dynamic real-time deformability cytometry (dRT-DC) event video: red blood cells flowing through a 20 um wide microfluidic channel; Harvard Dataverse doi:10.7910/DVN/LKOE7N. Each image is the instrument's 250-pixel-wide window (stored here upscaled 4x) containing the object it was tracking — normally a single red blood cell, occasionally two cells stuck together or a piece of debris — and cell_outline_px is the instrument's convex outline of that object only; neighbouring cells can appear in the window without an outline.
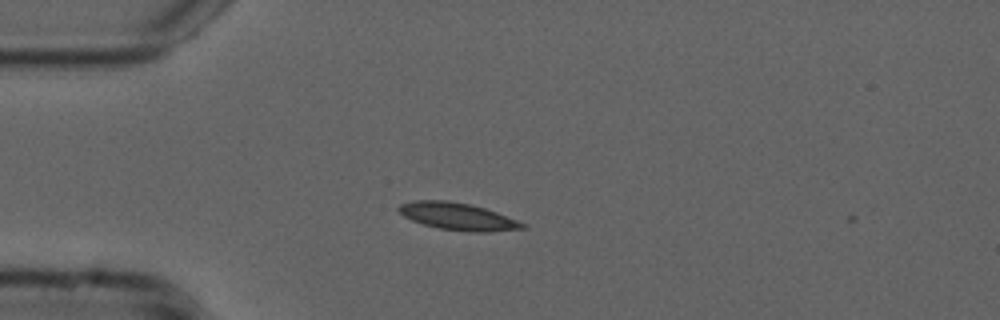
{"species": "common noctule bat (a hibernating species)", "species_latin": "Nyctalus noctula", "temperature_condition": "cold", "stored_images_in_passage": 2, "camera_frame_rate_fps": 3000, "um_per_image_px": 0.085, "animal": {"sex": "male", "forearm_length_mm": 52.5}, "frame": {"image": 1, "passage_image": 1, "time_ms": 0.0, "image_size_px": [1000, 320], "cell_outline_px": [[528, 228], [488, 232], [468, 232], [440, 228], [424, 224], [412, 220], [404, 216], [396, 208], [400, 204], [416, 200], [448, 200], [468, 204], [484, 208], [496, 212], [528, 224]], "centroid_in_image_um": [38.94, 18.4], "position_along_channel_um": 46.1, "area_um2": 19.59}}